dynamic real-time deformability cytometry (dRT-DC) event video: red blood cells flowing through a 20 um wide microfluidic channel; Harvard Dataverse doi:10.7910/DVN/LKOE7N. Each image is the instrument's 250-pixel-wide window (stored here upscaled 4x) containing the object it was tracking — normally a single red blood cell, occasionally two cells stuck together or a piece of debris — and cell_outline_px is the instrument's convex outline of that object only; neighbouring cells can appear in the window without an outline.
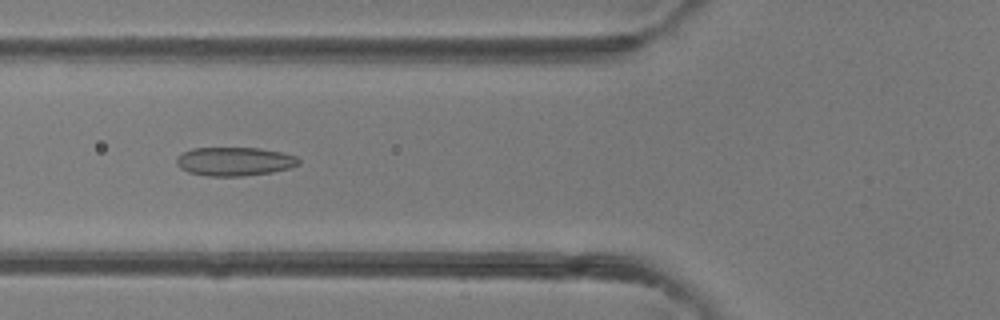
{"species": "common noctule bat (a hibernating species)", "species_latin": "Nyctalus noctula", "temperature_condition": "room temperature", "stored_images_in_passage": 3, "camera_frame_rate_fps": 3000, "um_per_image_px": 0.085, "animal": {"sex": "female"}, "frame": {"image": 1, "passage_image": 3, "time_ms": 2.333, "image_size_px": [1000, 320], "cell_outline_px": [[300, 164], [288, 168], [272, 172], [244, 176], [208, 176], [188, 172], [180, 168], [176, 164], [176, 156], [192, 148], [260, 148], [280, 152], [296, 156], [300, 160]], "centroid_in_image_um": [19.91, 13.72], "position_along_channel_um": 105.9, "area_um2": 20.46}}